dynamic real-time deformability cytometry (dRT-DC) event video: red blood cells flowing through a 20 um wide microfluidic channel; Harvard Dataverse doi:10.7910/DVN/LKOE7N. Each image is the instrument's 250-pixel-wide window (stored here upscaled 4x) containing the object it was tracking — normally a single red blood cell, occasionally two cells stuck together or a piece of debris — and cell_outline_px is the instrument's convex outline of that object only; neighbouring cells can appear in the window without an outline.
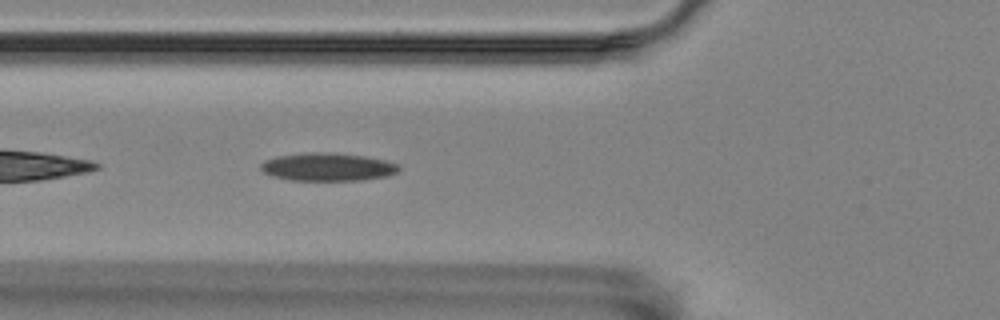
{"species": "Egyptian fruit bat (a non-hibernating species)", "species_latin": "Rousettus aegyptiacus", "temperature_condition": "room temperature", "stored_images_in_passage": 41, "camera_frame_rate_fps": 3000, "um_per_image_px": 0.085, "animal": {"sex": "female"}, "frame": {"image": 1, "passage_image": 5, "time_ms": 1.333, "image_size_px": [1000, 320], "cell_outline_px": [[400, 168], [396, 172], [388, 176], [360, 180], [292, 180], [276, 176], [264, 172], [260, 168], [260, 164], [264, 160], [276, 156], [308, 152], [332, 152], [364, 156], [384, 160], [400, 164]], "centroid_in_image_um": [27.86, 14.17], "position_along_channel_um": 97.9, "area_um2": 22.48}}
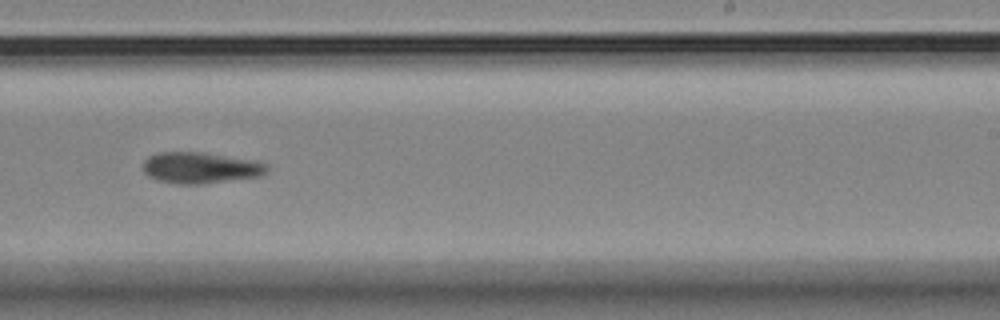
{"frame": {"image": 2, "passage_image": 20, "time_ms": 6.333, "image_size_px": [1000, 320], "cell_outline_px": [[268, 172], [264, 176], [200, 184], [176, 184], [156, 180], [148, 176], [140, 168], [144, 160], [148, 156], [160, 152], [204, 152], [256, 160], [268, 164]], "centroid_in_image_um": [17.05, 14.26], "position_along_channel_um": 272.0, "area_um2": 23.06}}
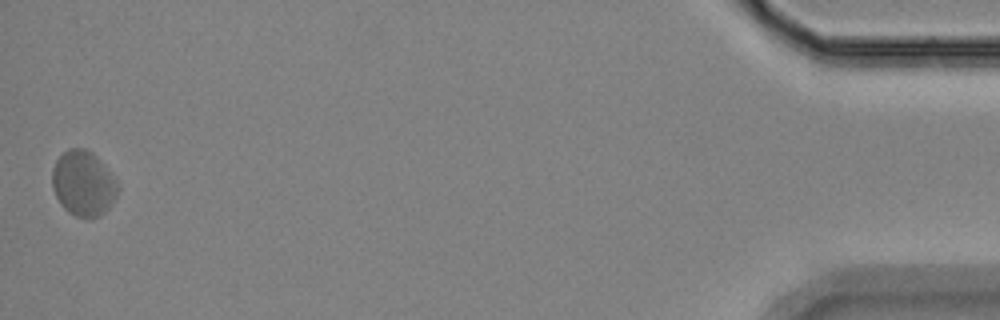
{"frame": {"image": 3, "passage_image": 41, "time_ms": 13.333, "image_size_px": [1000, 320], "cell_outline_px": [[120, 188], [116, 196], [108, 208], [100, 216], [88, 220], [76, 216], [68, 212], [60, 204], [52, 188], [52, 168], [56, 160], [68, 148], [84, 148], [92, 152], [100, 160], [120, 184]], "centroid_in_image_um": [7.09, 15.61], "position_along_channel_um": 428.1, "area_um2": 25.26}}